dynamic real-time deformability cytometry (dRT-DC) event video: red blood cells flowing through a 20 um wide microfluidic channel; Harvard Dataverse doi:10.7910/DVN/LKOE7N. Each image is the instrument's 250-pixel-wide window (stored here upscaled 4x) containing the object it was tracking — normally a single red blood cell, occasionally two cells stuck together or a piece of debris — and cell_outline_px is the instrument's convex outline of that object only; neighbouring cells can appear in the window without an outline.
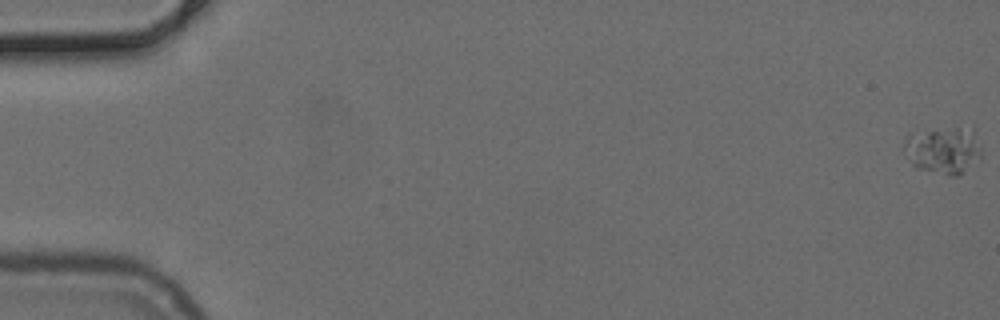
{"species": "common noctule bat (a hibernating species)", "species_latin": "Nyctalus noctula", "temperature_condition": "cold", "stored_images_in_passage": 16, "camera_frame_rate_fps": 3000, "um_per_image_px": 0.085, "animal": {"sex": "female", "body_mass_g": 24.6, "forearm_length_mm": 56.2}, "frame": {"image": 1, "passage_image": 1, "time_ms": 0.0, "image_size_px": [1000, 320], "cell_outline_px": [[980, 156], [960, 176], [948, 176], [920, 168], [912, 164], [904, 144], [908, 136], [928, 132], [956, 128], [972, 132], [980, 148]], "centroid_in_image_um": [80.2, 12.84], "position_along_channel_um": 4.8, "area_um2": 19.71}}
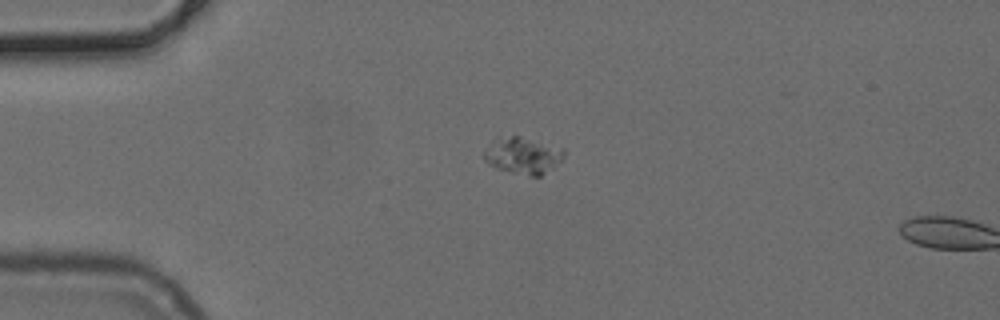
{"frame": {"image": 2, "passage_image": 14, "time_ms": 4.333, "image_size_px": [1000, 320], "cell_outline_px": [[564, 156], [552, 168], [540, 176], [528, 176], [496, 168], [488, 164], [484, 160], [484, 152], [496, 136], [520, 136], [564, 148]], "centroid_in_image_um": [44.42, 13.21], "position_along_channel_um": 40.6, "area_um2": 17.05}}